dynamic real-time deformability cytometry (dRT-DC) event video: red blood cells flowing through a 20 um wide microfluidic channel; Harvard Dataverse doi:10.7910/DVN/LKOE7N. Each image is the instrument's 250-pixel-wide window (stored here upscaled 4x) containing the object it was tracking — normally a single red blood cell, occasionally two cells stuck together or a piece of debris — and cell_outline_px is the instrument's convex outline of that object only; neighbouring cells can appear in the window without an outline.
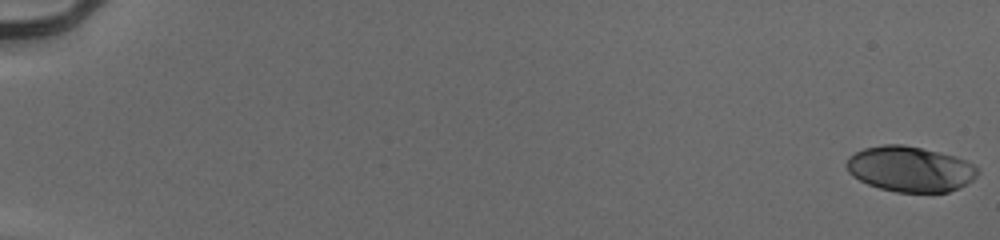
{"species": "human", "species_latin": "Homo sapiens", "temperature_condition": "cold", "stored_images_in_passage": 55, "camera_frame_rate_fps": 3000, "um_per_image_px": 0.085, "donor": {"sex": "male"}, "frame": {"image": 1, "passage_image": 1, "time_ms": 0.0, "image_size_px": [1000, 240], "cell_outline_px": [[980, 172], [972, 180], [960, 188], [948, 192], [896, 192], [880, 188], [868, 184], [852, 176], [848, 172], [844, 164], [848, 156], [864, 148], [884, 144], [904, 144], [940, 152], [956, 156], [976, 164]], "centroid_in_image_um": [77.37, 14.36], "position_along_channel_um": 7.6, "area_um2": 35.14}}
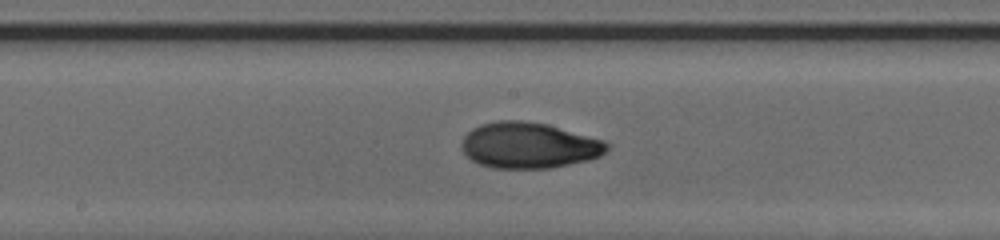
{"frame": {"image": 2, "passage_image": 32, "time_ms": 10.333, "image_size_px": [1000, 240], "cell_outline_px": [[608, 148], [600, 156], [588, 160], [548, 168], [492, 168], [480, 164], [472, 160], [460, 148], [460, 144], [464, 136], [472, 128], [480, 124], [496, 120], [524, 120], [548, 124], [604, 140], [608, 144]], "centroid_in_image_um": [44.92, 12.34], "position_along_channel_um": 203.3, "area_um2": 38.96}}
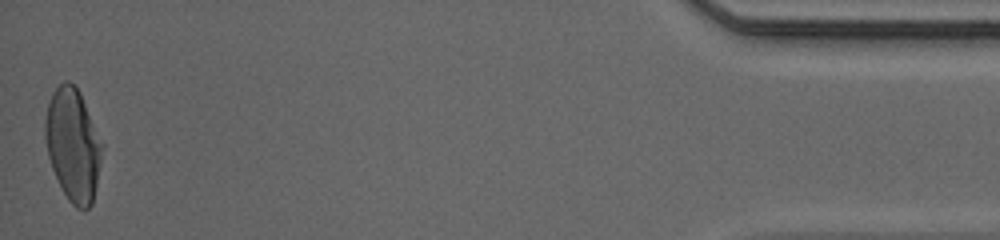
{"frame": {"image": 3, "passage_image": 55, "time_ms": 18.0, "image_size_px": [1000, 240], "cell_outline_px": [[104, 148], [92, 204], [84, 212], [76, 208], [68, 200], [52, 168], [48, 156], [44, 136], [44, 120], [48, 104], [52, 92], [64, 80], [68, 80], [80, 92], [104, 144]], "centroid_in_image_um": [6.21, 12.31], "position_along_channel_um": 429.0, "area_um2": 37.63}, "authors_computed_cell_mechanics": {"area_um2": 36.3562, "velocity_mm_per_s": 3.9637, "shape_relaxation_time_tau1_ms": 4.1474, "shape_relaxation_time_tau2_ms": 1.2863, "deformation_change_tau1": 0.1957, "deformation_change_tau2": 0.0546}}